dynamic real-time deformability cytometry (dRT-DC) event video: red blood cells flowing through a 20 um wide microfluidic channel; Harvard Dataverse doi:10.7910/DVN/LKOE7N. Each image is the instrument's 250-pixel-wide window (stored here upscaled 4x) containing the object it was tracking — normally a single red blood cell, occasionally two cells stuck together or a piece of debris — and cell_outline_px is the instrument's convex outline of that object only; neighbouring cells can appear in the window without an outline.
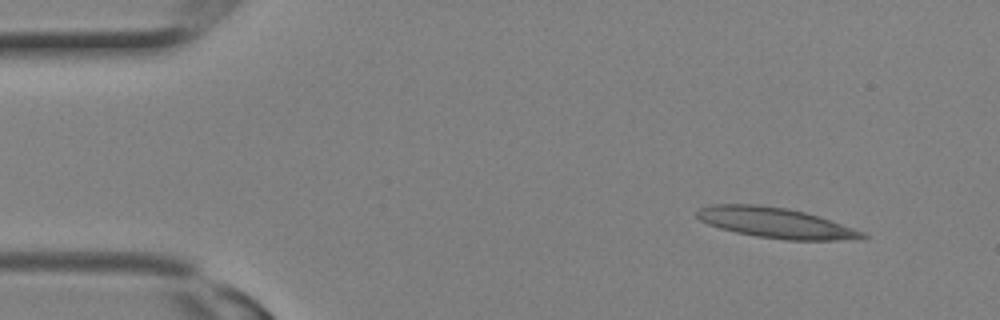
{"species": "Egyptian fruit bat (a non-hibernating species)", "species_latin": "Rousettus aegyptiacus", "temperature_condition": "room temperature", "stored_images_in_passage": 2, "camera_frame_rate_fps": 3000, "um_per_image_px": 0.085, "animal": {"sex": "female"}, "frame": {"image": 1, "passage_image": 1, "time_ms": 0.0, "image_size_px": [1000, 320], "cell_outline_px": [[868, 236], [836, 240], [788, 240], [756, 236], [736, 232], [720, 228], [708, 224], [700, 220], [696, 216], [696, 208], [712, 204], [760, 204], [788, 208], [820, 216], [864, 232]], "centroid_in_image_um": [65.85, 18.92], "position_along_channel_um": 19.2, "area_um2": 29.19}}